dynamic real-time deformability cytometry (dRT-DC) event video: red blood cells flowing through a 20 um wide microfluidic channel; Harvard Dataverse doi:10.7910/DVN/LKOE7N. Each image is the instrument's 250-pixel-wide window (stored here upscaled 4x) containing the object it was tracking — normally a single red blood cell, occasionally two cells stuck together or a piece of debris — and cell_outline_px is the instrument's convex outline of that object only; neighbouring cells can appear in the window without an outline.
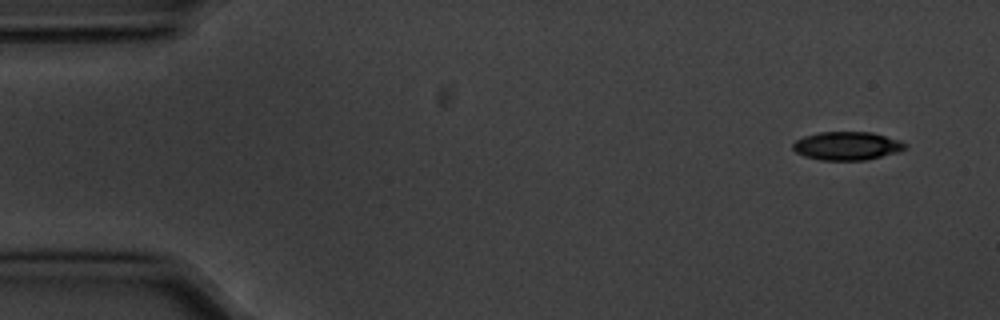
{"species": "common noctule bat (a hibernating species)", "species_latin": "Nyctalus noctula", "temperature_condition": "cold", "stored_images_in_passage": 10, "camera_frame_rate_fps": 3000, "um_per_image_px": 0.085, "animal": {"sex": "male", "body_mass_g": 20.1, "forearm_length_mm": 53.5}, "frame": {"image": 1, "passage_image": 1, "time_ms": 0.0, "image_size_px": [1000, 320], "cell_outline_px": [[904, 148], [896, 152], [864, 160], [820, 160], [804, 156], [796, 152], [792, 148], [792, 144], [796, 140], [804, 136], [820, 132], [872, 132], [900, 140], [904, 144]], "centroid_in_image_um": [71.93, 12.39], "position_along_channel_um": 13.1, "area_um2": 18.32}}
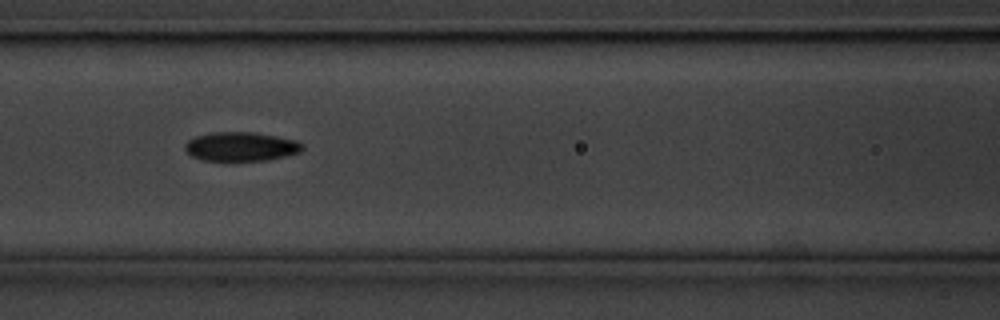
{"frame": {"image": 2, "passage_image": 7, "time_ms": 2.0, "image_size_px": [1000, 320], "cell_outline_px": [[304, 148], [300, 152], [268, 160], [204, 160], [192, 156], [184, 148], [184, 144], [188, 140], [196, 136], [212, 132], [256, 132], [296, 140], [304, 144]], "centroid_in_image_um": [20.5, 12.44], "position_along_channel_um": 146.1, "area_um2": 19.83}}
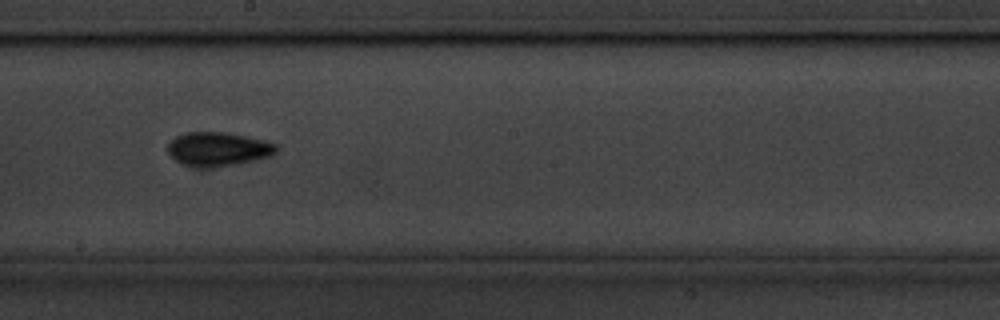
{"frame": {"image": 3, "passage_image": 9, "time_ms": 2.667, "image_size_px": [1000, 320], "cell_outline_px": [[276, 152], [272, 156], [212, 168], [200, 168], [184, 164], [176, 160], [168, 152], [168, 144], [176, 136], [184, 132], [228, 132], [268, 140], [276, 144]], "centroid_in_image_um": [18.55, 12.65], "position_along_channel_um": 229.6, "area_um2": 21.5}}